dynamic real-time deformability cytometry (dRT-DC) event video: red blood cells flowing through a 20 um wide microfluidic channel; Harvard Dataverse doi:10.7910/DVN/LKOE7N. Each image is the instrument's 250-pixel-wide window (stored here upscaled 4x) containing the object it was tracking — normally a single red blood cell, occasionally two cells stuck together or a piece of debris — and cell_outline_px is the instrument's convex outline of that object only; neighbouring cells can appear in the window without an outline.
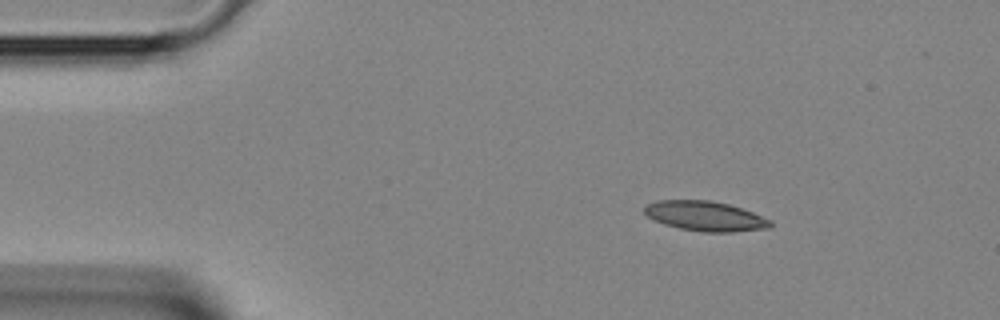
{"species": "Egyptian fruit bat (a non-hibernating species)", "species_latin": "Rousettus aegyptiacus", "temperature_condition": "room temperature", "stored_images_in_passage": 4, "segment_of_instrument_passage": [2, 2], "camera_frame_rate_fps": 3000, "um_per_image_px": 0.085, "animal": {"sex": "female"}, "frame": {"image": 1, "passage_image": 4, "time_ms": 1.0, "image_size_px": [1000, 320], "cell_outline_px": [[772, 228], [732, 232], [704, 232], [680, 228], [664, 224], [652, 220], [644, 212], [644, 208], [648, 204], [656, 200], [712, 200], [728, 204], [752, 212], [772, 220]], "centroid_in_image_um": [59.96, 18.37], "position_along_channel_um": 25.0, "area_um2": 21.96}}